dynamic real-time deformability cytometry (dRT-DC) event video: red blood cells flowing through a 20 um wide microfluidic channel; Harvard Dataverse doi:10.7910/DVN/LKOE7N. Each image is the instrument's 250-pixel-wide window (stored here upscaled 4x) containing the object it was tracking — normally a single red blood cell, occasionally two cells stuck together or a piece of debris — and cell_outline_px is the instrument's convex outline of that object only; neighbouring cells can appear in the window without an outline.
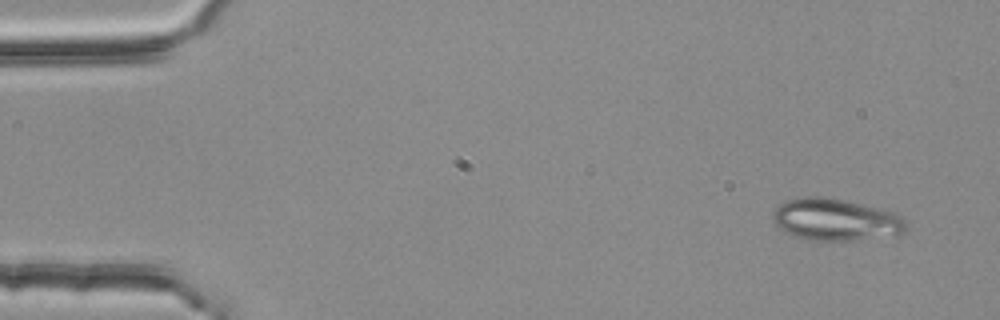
{"species": "common noctule bat (a hibernating species)", "species_latin": "Nyctalus noctula", "temperature_condition": "room temperature", "stored_images_in_passage": 3, "camera_frame_rate_fps": 3000, "um_per_image_px": 0.085, "animal": {"sex": "female", "body_mass_g": 25.1}, "frame": {"image": 1, "passage_image": 1, "time_ms": 0.0, "image_size_px": [1000, 320], "cell_outline_px": [[908, 228], [904, 232], [852, 240], [816, 240], [796, 236], [780, 228], [772, 220], [772, 212], [784, 200], [808, 196], [820, 196], [844, 200], [892, 212], [900, 216], [904, 220]], "centroid_in_image_um": [70.97, 18.65], "position_along_channel_um": 14.0, "area_um2": 31.79}}